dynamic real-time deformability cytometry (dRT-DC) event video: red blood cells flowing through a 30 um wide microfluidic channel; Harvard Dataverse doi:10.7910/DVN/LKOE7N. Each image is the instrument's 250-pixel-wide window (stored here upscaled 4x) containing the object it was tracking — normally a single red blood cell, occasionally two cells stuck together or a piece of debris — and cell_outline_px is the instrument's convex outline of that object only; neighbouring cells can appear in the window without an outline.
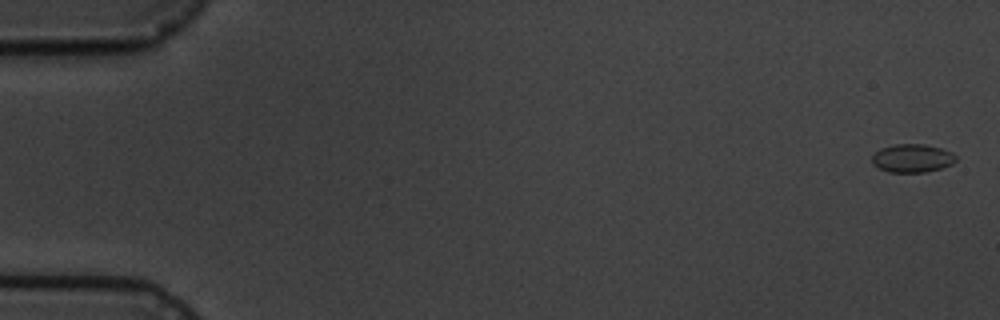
{"species": "common noctule bat (a hibernating species)", "species_latin": "Nyctalus noctula", "temperature_condition": "cold", "stored_images_in_passage": 5, "camera_frame_rate_fps": 3000, "um_per_image_px": 0.085, "animal": {"sex": "male", "body_mass_g": 19.5, "forearm_length_mm": 54.6}, "frame": {"image": 1, "passage_image": 1, "time_ms": 0.0, "image_size_px": [1000, 320], "cell_outline_px": [[956, 160], [952, 164], [940, 168], [924, 172], [888, 172], [872, 164], [872, 156], [880, 148], [896, 144], [924, 144], [940, 148], [952, 152], [956, 156]], "centroid_in_image_um": [77.53, 13.44], "position_along_channel_um": 7.5, "area_um2": 13.76}}
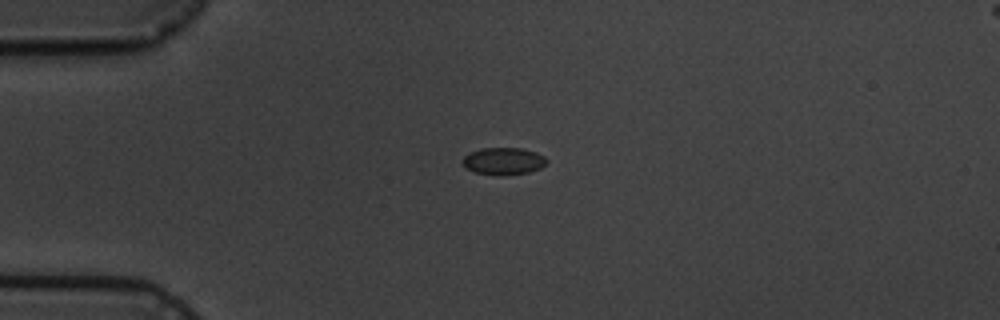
{"frame": {"image": 2, "passage_image": 4, "time_ms": 4.333, "image_size_px": [1000, 320], "cell_outline_px": [[548, 160], [540, 168], [528, 172], [500, 176], [476, 172], [464, 168], [460, 160], [468, 152], [480, 148], [524, 148], [536, 152], [544, 156]], "centroid_in_image_um": [42.74, 13.68], "position_along_channel_um": 42.3, "area_um2": 13.53}}